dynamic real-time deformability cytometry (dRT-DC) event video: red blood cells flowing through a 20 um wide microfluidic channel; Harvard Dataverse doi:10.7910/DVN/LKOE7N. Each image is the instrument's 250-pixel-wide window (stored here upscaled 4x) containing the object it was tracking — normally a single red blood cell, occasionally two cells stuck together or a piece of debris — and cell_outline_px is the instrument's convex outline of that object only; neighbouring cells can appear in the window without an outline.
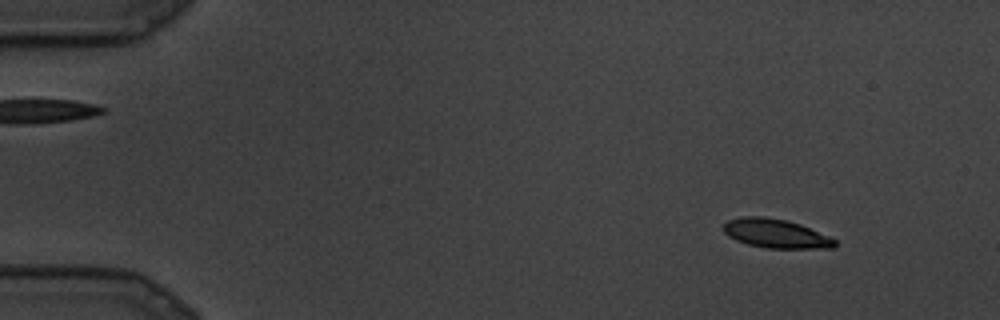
{"species": "common noctule bat (a hibernating species)", "species_latin": "Nyctalus noctula", "temperature_condition": "cold", "stored_images_in_passage": 93, "camera_frame_rate_fps": 3000, "um_per_image_px": 0.085, "animal": {"sex": "male", "body_mass_g": 19.5, "forearm_length_mm": 54.6}, "frame": {"image": 1, "passage_image": 10, "time_ms": 3.0, "image_size_px": [1000, 320], "cell_outline_px": [[836, 244], [832, 248], [768, 248], [748, 244], [736, 240], [728, 236], [724, 232], [724, 224], [728, 220], [740, 216], [764, 216], [788, 220], [800, 224], [828, 236], [836, 240]], "centroid_in_image_um": [65.92, 19.84], "position_along_channel_um": 19.1, "area_um2": 18.73}}
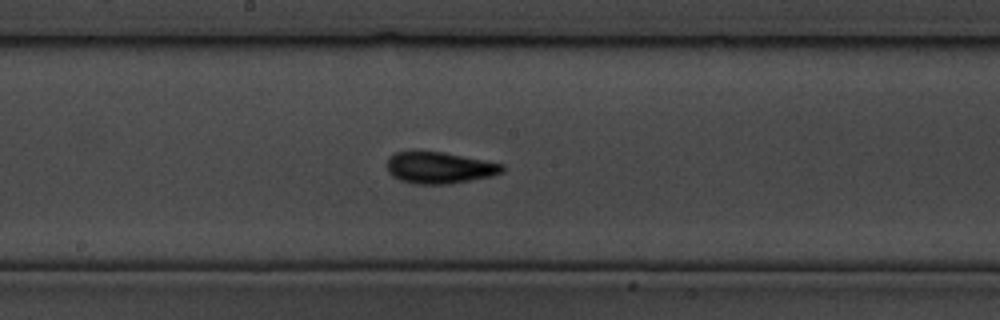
{"frame": {"image": 2, "passage_image": 50, "time_ms": 16.333, "image_size_px": [1000, 320], "cell_outline_px": [[504, 172], [492, 176], [448, 184], [416, 184], [400, 180], [392, 176], [388, 172], [388, 160], [396, 152], [444, 152], [504, 164]], "centroid_in_image_um": [37.39, 14.27], "position_along_channel_um": 210.8, "area_um2": 20.98}}
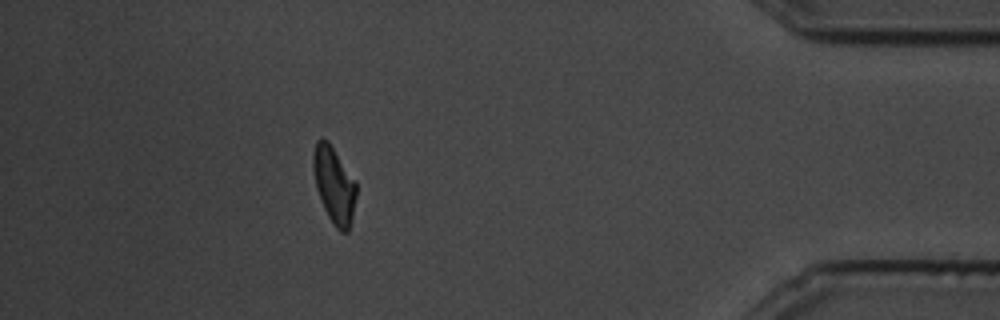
{"frame": {"image": 3, "passage_image": 83, "time_ms": 27.333, "image_size_px": [1000, 320], "cell_outline_px": [[356, 196], [352, 216], [348, 232], [340, 232], [332, 224], [320, 200], [316, 188], [312, 168], [312, 152], [316, 140], [320, 136], [328, 140], [356, 180]], "centroid_in_image_um": [28.37, 15.67], "position_along_channel_um": 406.8, "area_um2": 19.59}}